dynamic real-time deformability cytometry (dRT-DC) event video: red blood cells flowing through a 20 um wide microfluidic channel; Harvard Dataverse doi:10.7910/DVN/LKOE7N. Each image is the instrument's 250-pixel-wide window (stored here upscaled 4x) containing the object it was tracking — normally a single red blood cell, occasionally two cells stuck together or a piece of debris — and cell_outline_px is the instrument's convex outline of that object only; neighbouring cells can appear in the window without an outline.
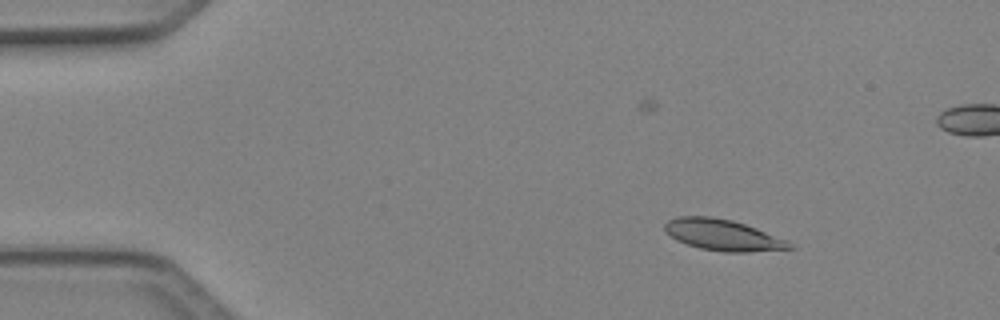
{"species": "Egyptian fruit bat (a non-hibernating species)", "species_latin": "Rousettus aegyptiacus", "temperature_condition": "cold", "stored_images_in_passage": 4, "camera_frame_rate_fps": 3000, "um_per_image_px": 0.085, "animal": {"sex": "female"}, "frame": {"image": 1, "passage_image": 3, "time_ms": 0.667, "image_size_px": [1000, 320], "cell_outline_px": [[796, 248], [748, 252], [724, 252], [700, 248], [676, 240], [664, 228], [664, 224], [668, 220], [676, 216], [712, 216], [732, 220], [756, 228], [788, 240]], "centroid_in_image_um": [61.46, 19.97], "position_along_channel_um": 23.5, "area_um2": 22.6}}